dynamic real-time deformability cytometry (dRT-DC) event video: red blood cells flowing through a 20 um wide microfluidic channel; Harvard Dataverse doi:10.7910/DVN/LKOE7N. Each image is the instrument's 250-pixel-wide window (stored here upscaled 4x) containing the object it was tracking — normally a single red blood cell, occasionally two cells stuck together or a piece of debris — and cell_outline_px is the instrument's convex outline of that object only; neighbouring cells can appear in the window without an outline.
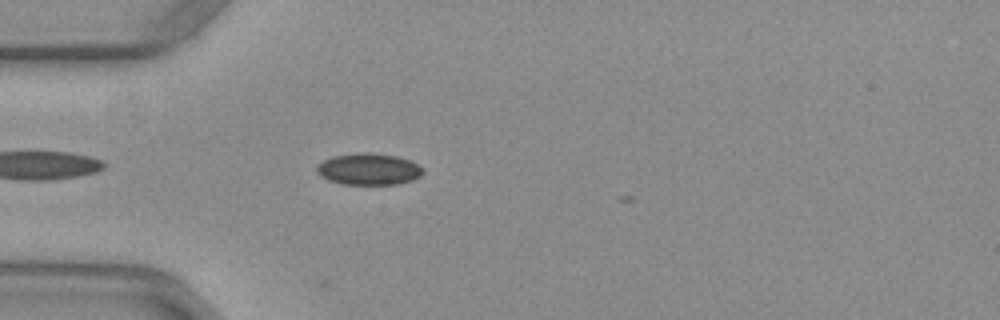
{"species": "common noctule bat (a hibernating species)", "species_latin": "Nyctalus noctula", "temperature_condition": "warm", "stored_images_in_passage": 3, "camera_frame_rate_fps": 3000, "um_per_image_px": 0.085, "animal": {"sex": "female", "body_mass_g": 29.2, "forearm_length_mm": 56.3}, "frame": {"image": 1, "passage_image": 2, "time_ms": 0.333, "image_size_px": [1000, 320], "cell_outline_px": [[424, 172], [420, 176], [412, 180], [400, 184], [344, 184], [328, 180], [320, 176], [316, 172], [316, 164], [332, 156], [360, 152], [368, 152], [396, 156], [408, 160], [424, 168]], "centroid_in_image_um": [31.31, 14.37], "position_along_channel_um": 53.7, "area_um2": 19.65}}